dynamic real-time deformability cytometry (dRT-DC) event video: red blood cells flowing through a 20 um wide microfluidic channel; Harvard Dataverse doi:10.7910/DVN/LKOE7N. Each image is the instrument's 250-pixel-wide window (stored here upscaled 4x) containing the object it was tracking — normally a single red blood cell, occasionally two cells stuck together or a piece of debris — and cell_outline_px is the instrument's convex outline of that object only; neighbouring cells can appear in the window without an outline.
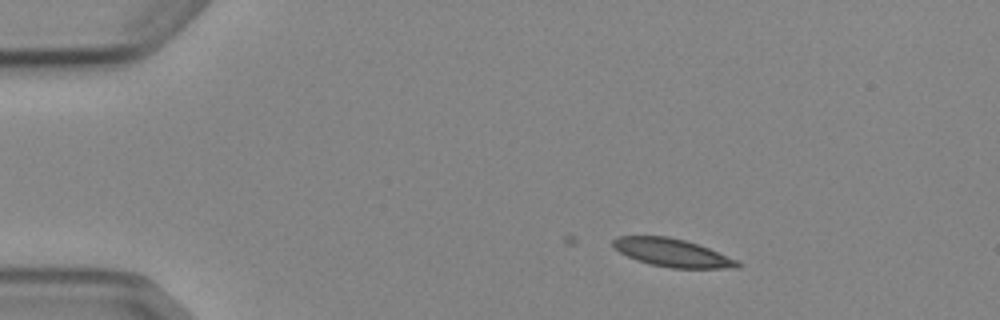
{"species": "Egyptian fruit bat (a non-hibernating species)", "species_latin": "Rousettus aegyptiacus", "temperature_condition": "cold", "stored_images_in_passage": 4, "camera_frame_rate_fps": 3000, "um_per_image_px": 0.085, "animal": {"sex": "female"}, "frame": {"image": 1, "passage_image": 2, "time_ms": 1.333, "image_size_px": [1000, 320], "cell_outline_px": [[740, 268], [672, 268], [652, 264], [636, 260], [612, 248], [612, 240], [616, 236], [668, 236], [684, 240], [708, 248], [736, 260], [740, 264]], "centroid_in_image_um": [57.08, 21.47], "position_along_channel_um": 27.9, "area_um2": 20.11}}
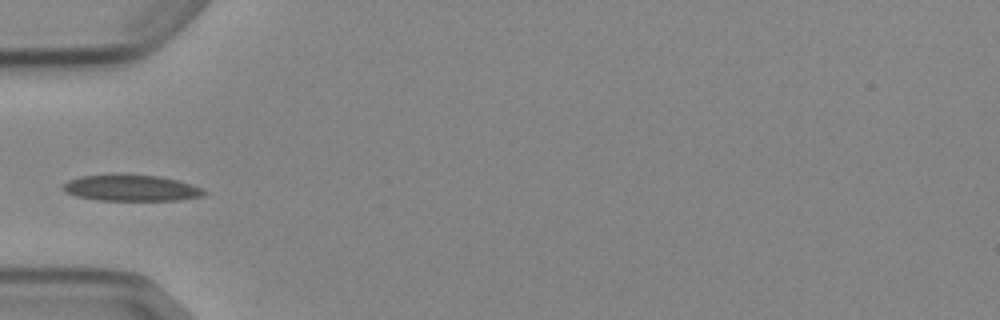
{"frame": {"image": 2, "passage_image": 4, "time_ms": 4.333, "image_size_px": [1000, 320], "cell_outline_px": [[208, 192], [204, 196], [180, 200], [96, 200], [76, 196], [64, 192], [64, 184], [68, 180], [80, 176], [108, 172], [120, 172], [160, 176], [192, 184], [204, 188]], "centroid_in_image_um": [11.15, 15.94], "position_along_channel_um": 73.9, "area_um2": 22.43}}